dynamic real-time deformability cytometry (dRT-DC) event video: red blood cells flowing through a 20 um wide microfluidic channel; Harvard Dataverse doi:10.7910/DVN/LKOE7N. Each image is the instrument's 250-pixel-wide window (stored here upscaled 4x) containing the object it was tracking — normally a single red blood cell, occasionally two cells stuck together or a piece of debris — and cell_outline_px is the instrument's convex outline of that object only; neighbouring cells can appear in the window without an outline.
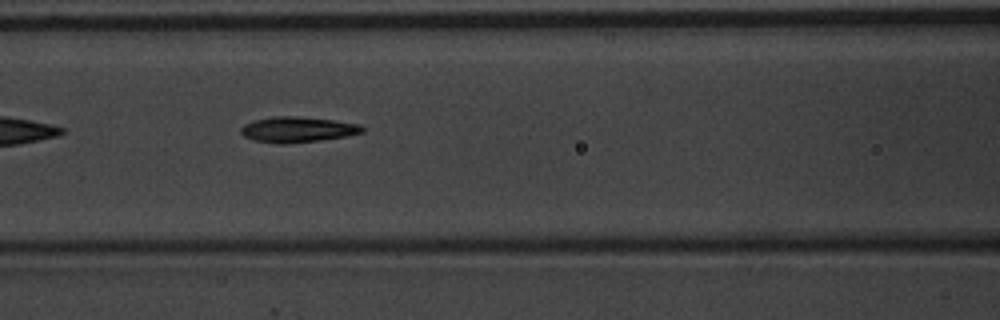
{"species": "common noctule bat (a hibernating species)", "species_latin": "Nyctalus noctula", "temperature_condition": "warm", "stored_images_in_passage": 17, "camera_frame_rate_fps": 3000, "um_per_image_px": 0.085, "animal": {"sex": "male", "body_mass_g": 20.1, "forearm_length_mm": 53.5}, "frame": {"image": 1, "passage_image": 8, "time_ms": 2.333, "image_size_px": [1000, 320], "cell_outline_px": [[364, 132], [344, 136], [320, 140], [284, 144], [280, 144], [252, 140], [244, 136], [240, 132], [240, 128], [244, 124], [256, 120], [276, 116], [296, 116], [332, 120], [360, 124], [364, 128]], "centroid_in_image_um": [25.27, 11.01], "position_along_channel_um": 141.3, "area_um2": 17.92}}
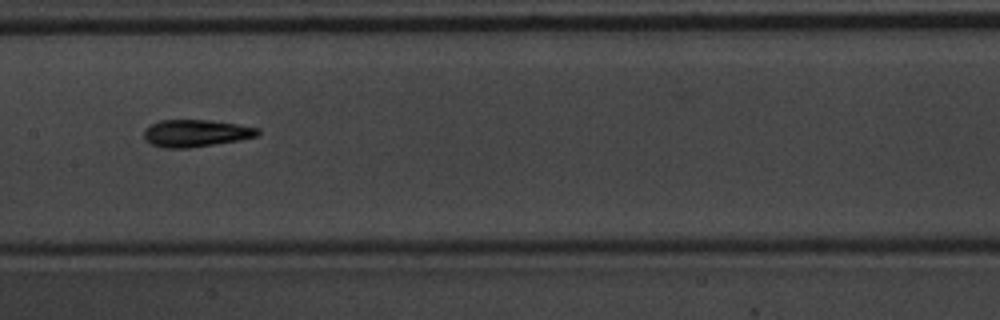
{"frame": {"image": 2, "passage_image": 12, "time_ms": 3.667, "image_size_px": [1000, 320], "cell_outline_px": [[260, 132], [256, 136], [240, 140], [188, 148], [164, 148], [152, 144], [144, 136], [144, 128], [160, 120], [208, 120], [236, 124], [260, 128]], "centroid_in_image_um": [16.65, 11.32], "position_along_channel_um": 190.7, "area_um2": 17.86}}
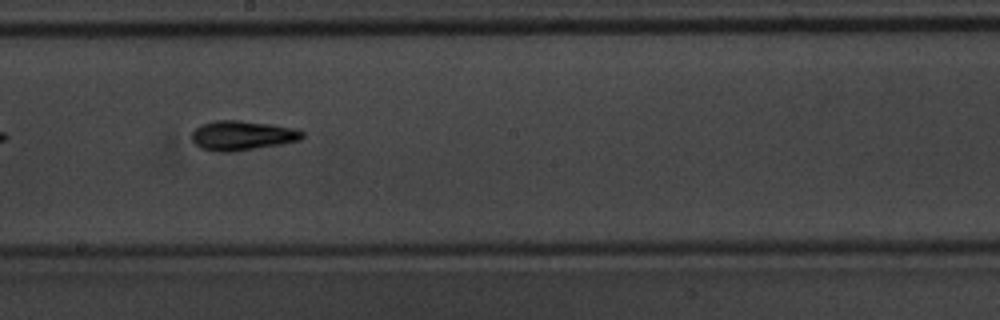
{"frame": {"image": 3, "passage_image": 15, "time_ms": 4.667, "image_size_px": [1000, 320], "cell_outline_px": [[304, 136], [300, 140], [280, 144], [232, 152], [220, 152], [200, 148], [192, 140], [192, 132], [196, 128], [204, 124], [216, 120], [240, 120], [272, 124], [296, 128], [304, 132]], "centroid_in_image_um": [20.61, 11.51], "position_along_channel_um": 227.6, "area_um2": 19.02}}